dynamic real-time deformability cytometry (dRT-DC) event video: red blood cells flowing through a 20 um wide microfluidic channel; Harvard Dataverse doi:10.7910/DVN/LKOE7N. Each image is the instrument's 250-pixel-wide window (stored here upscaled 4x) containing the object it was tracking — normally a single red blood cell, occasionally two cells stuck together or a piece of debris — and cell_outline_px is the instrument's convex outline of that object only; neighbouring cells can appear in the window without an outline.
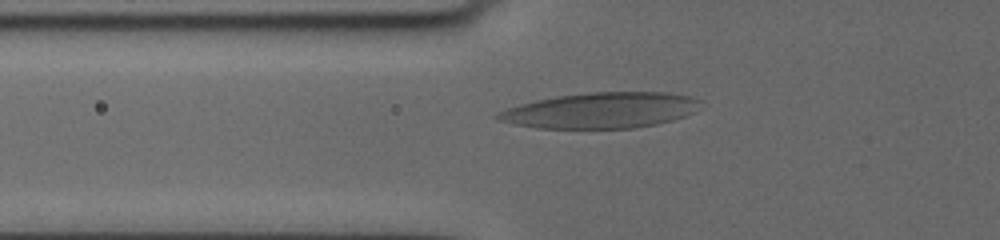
{"species": "human", "species_latin": "Homo sapiens", "temperature_condition": "cold", "stored_images_in_passage": 4, "camera_frame_rate_fps": 3000, "um_per_image_px": 0.085, "donor": {"sex": "female"}, "frame": {"image": 1, "passage_image": 3, "time_ms": 1.333, "image_size_px": [1000, 240], "cell_outline_px": [[700, 100], [692, 112], [684, 116], [672, 120], [656, 124], [632, 128], [540, 128], [516, 124], [500, 120], [492, 116], [508, 108], [536, 100], [556, 96], [588, 92], [668, 92], [688, 96]], "centroid_in_image_um": [51.06, 9.37], "position_along_channel_um": 74.7, "area_um2": 41.62}}